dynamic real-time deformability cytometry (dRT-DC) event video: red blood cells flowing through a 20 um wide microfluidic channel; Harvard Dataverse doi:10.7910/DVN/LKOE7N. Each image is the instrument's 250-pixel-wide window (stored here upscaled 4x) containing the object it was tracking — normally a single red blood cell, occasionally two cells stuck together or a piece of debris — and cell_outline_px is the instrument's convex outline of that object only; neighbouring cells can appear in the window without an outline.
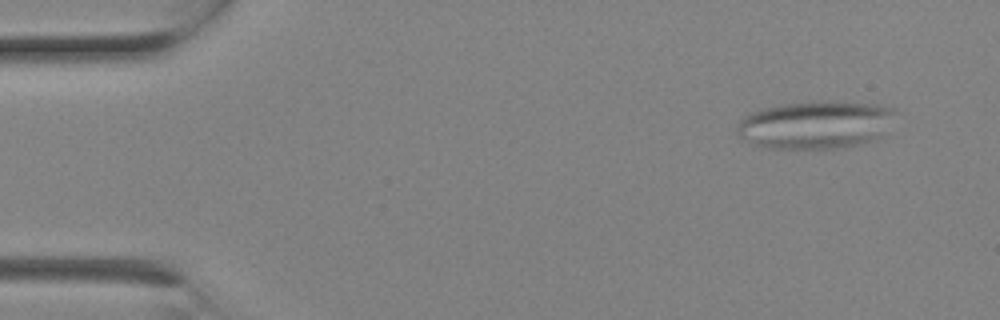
{"species": "Egyptian fruit bat (a non-hibernating species)", "species_latin": "Rousettus aegyptiacus", "temperature_condition": "room temperature", "stored_images_in_passage": 2, "camera_frame_rate_fps": 3000, "um_per_image_px": 0.085, "animal": {"sex": "female"}, "frame": {"image": 1, "passage_image": 1, "time_ms": 0.0, "image_size_px": [1000, 320], "cell_outline_px": [[896, 112], [880, 136], [872, 140], [844, 148], [764, 148], [752, 144], [740, 136], [736, 132], [736, 128], [740, 120], [744, 116], [752, 112], [764, 108], [784, 104], [820, 100], [876, 104], [896, 108]], "centroid_in_image_um": [69.3, 10.6], "position_along_channel_um": 15.7, "area_um2": 44.1}}